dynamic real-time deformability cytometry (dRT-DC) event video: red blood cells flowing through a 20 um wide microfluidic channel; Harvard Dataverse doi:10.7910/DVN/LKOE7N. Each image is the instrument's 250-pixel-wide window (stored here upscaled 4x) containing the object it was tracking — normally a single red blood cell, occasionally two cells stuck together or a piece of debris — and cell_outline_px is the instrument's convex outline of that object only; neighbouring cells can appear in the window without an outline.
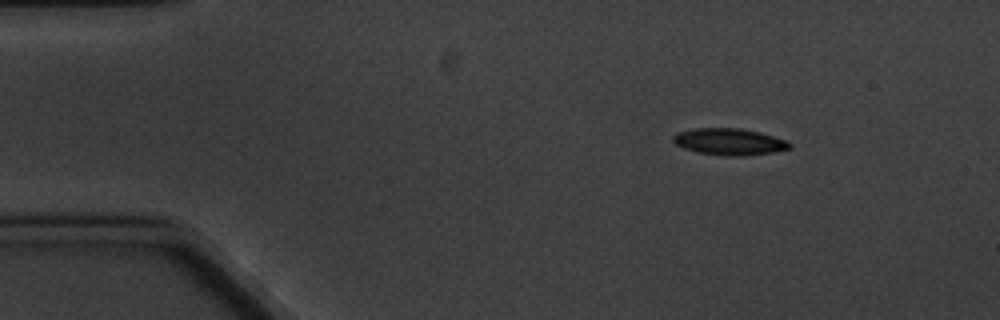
{"species": "common noctule bat (a hibernating species)", "species_latin": "Nyctalus noctula", "temperature_condition": "cold", "stored_images_in_passage": 8, "camera_frame_rate_fps": 3000, "um_per_image_px": 0.085, "animal": {"sex": "male", "body_mass_g": 20.1, "forearm_length_mm": 53.5}, "frame": {"image": 1, "passage_image": 1, "time_ms": 0.0, "image_size_px": [1000, 320], "cell_outline_px": [[792, 148], [772, 152], [736, 156], [728, 156], [700, 152], [684, 148], [676, 144], [672, 140], [672, 136], [676, 132], [692, 128], [740, 128], [760, 132], [788, 140], [792, 144]], "centroid_in_image_um": [62.0, 12.02], "position_along_channel_um": 23.0, "area_um2": 18.09}}
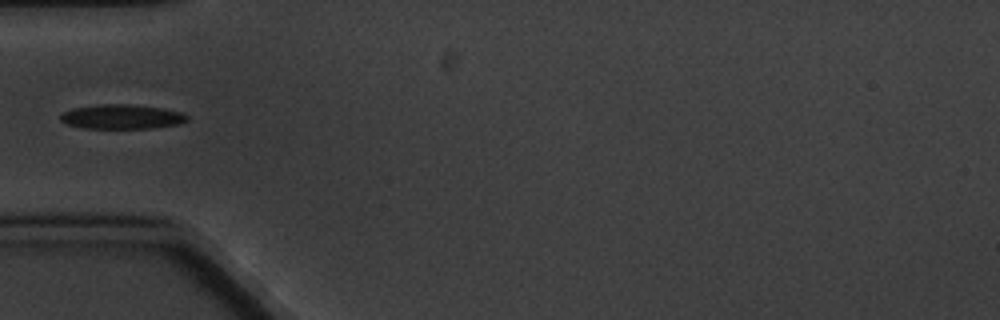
{"frame": {"image": 2, "passage_image": 4, "time_ms": 3.667, "image_size_px": [1000, 320], "cell_outline_px": [[188, 120], [180, 124], [152, 128], [84, 128], [64, 124], [60, 120], [60, 116], [64, 112], [72, 108], [96, 104], [128, 104], [164, 108], [184, 112], [188, 116]], "centroid_in_image_um": [10.37, 9.92], "position_along_channel_um": 74.6, "area_um2": 18.32}}